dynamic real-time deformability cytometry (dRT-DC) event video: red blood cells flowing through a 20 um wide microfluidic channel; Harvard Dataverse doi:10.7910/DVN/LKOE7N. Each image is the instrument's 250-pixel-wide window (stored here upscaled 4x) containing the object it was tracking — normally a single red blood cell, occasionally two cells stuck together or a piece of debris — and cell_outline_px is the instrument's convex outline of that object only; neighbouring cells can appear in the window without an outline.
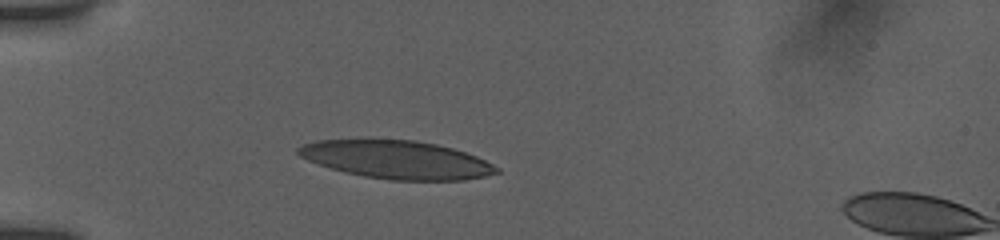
{"species": "human", "species_latin": "Homo sapiens", "temperature_condition": "room temperature", "stored_images_in_passage": 6, "camera_frame_rate_fps": 3000, "um_per_image_px": 0.085, "donor": {"sex": "female"}, "frame": {"image": 1, "passage_image": 3, "time_ms": 1.333, "image_size_px": [1000, 240], "cell_outline_px": [[500, 172], [484, 176], [464, 180], [392, 180], [364, 176], [344, 172], [308, 160], [300, 156], [296, 152], [296, 148], [300, 144], [316, 140], [412, 140], [436, 144], [452, 148], [476, 156], [500, 168]], "centroid_in_image_um": [33.7, 13.57], "position_along_channel_um": 51.3, "area_um2": 43.7}}
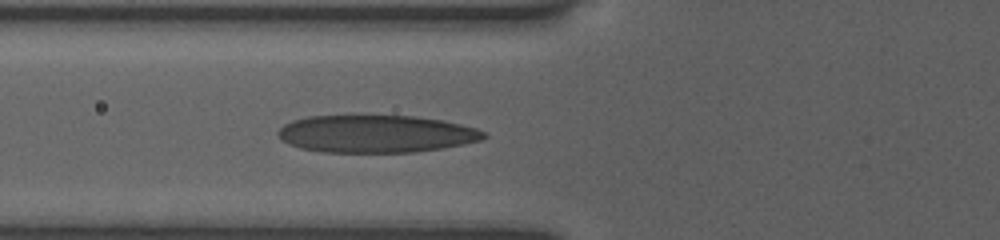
{"frame": {"image": 2, "passage_image": 6, "time_ms": 3.0, "image_size_px": [1000, 240], "cell_outline_px": [[488, 136], [484, 140], [444, 148], [412, 152], [324, 152], [300, 148], [284, 140], [276, 132], [284, 124], [292, 120], [308, 116], [416, 116], [440, 120], [460, 124], [476, 128], [484, 132]], "centroid_in_image_um": [32.0, 11.38], "position_along_channel_um": 93.8, "area_um2": 44.8}}